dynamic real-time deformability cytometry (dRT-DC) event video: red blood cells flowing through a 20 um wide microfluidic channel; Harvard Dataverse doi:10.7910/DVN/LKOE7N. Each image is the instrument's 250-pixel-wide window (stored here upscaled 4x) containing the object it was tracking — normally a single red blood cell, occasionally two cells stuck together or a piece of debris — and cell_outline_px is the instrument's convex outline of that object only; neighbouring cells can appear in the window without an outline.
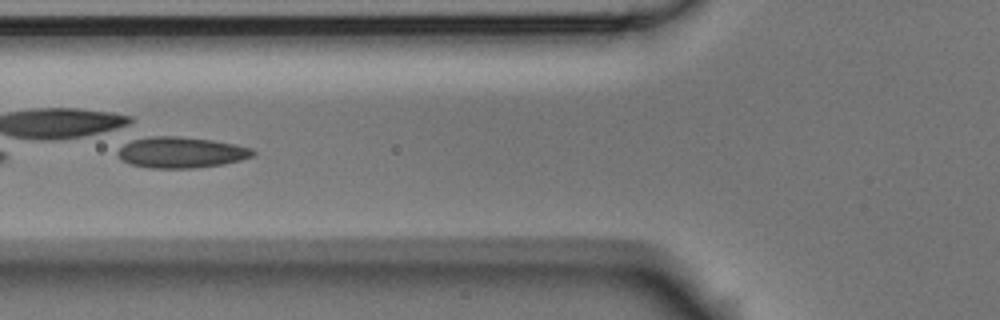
{"species": "Egyptian fruit bat (a non-hibernating species)", "species_latin": "Rousettus aegyptiacus", "temperature_condition": "room temperature", "stored_images_in_passage": 8, "camera_frame_rate_fps": 3000, "um_per_image_px": 0.085, "animal": {"sex": "male"}, "frame": {"image": 1, "passage_image": 6, "time_ms": 1.667, "image_size_px": [1000, 320], "cell_outline_px": [[256, 152], [252, 156], [240, 160], [224, 164], [192, 168], [152, 168], [132, 164], [124, 160], [116, 152], [132, 136], [176, 136], [212, 140], [252, 148]], "centroid_in_image_um": [15.34, 12.93], "position_along_channel_um": 110.5, "area_um2": 24.45}}
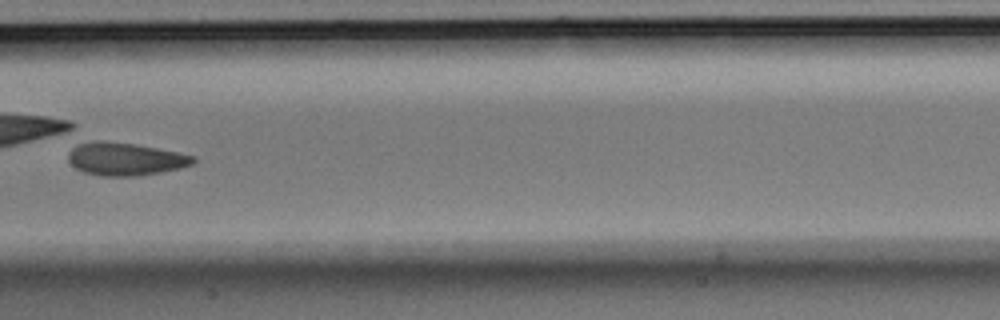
{"frame": {"image": 2, "passage_image": 8, "time_ms": 2.333, "image_size_px": [1000, 320], "cell_outline_px": [[196, 160], [192, 164], [180, 168], [140, 176], [100, 176], [84, 172], [76, 168], [68, 160], [68, 152], [72, 148], [80, 144], [132, 144], [156, 148], [196, 156]], "centroid_in_image_um": [10.7, 13.57], "position_along_channel_um": 196.7, "area_um2": 22.95}}